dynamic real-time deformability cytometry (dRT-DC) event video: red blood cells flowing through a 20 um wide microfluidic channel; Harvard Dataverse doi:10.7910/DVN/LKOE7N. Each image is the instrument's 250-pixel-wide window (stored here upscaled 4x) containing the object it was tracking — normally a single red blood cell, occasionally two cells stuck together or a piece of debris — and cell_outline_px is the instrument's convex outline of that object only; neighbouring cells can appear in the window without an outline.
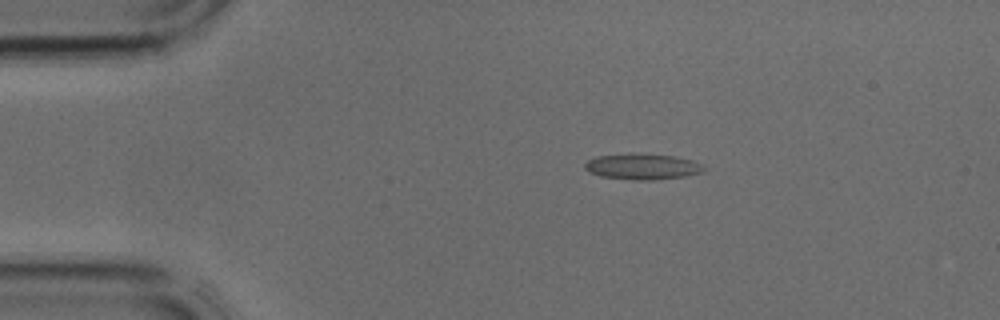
{"species": "common noctule bat (a hibernating species)", "species_latin": "Nyctalus noctula", "temperature_condition": "cold", "stored_images_in_passage": 2, "camera_frame_rate_fps": 3000, "um_per_image_px": 0.085, "animal": {"sex": "male", "body_mass_g": 17.9, "forearm_length_mm": 54.2}, "frame": {"image": 1, "passage_image": 1, "time_ms": 0.0, "image_size_px": [1000, 320], "cell_outline_px": [[704, 172], [684, 176], [652, 180], [632, 180], [600, 176], [584, 168], [584, 164], [588, 160], [596, 156], [636, 152], [672, 156], [692, 160], [700, 164], [704, 168]], "centroid_in_image_um": [54.58, 14.15], "position_along_channel_um": 30.4, "area_um2": 17.98}}